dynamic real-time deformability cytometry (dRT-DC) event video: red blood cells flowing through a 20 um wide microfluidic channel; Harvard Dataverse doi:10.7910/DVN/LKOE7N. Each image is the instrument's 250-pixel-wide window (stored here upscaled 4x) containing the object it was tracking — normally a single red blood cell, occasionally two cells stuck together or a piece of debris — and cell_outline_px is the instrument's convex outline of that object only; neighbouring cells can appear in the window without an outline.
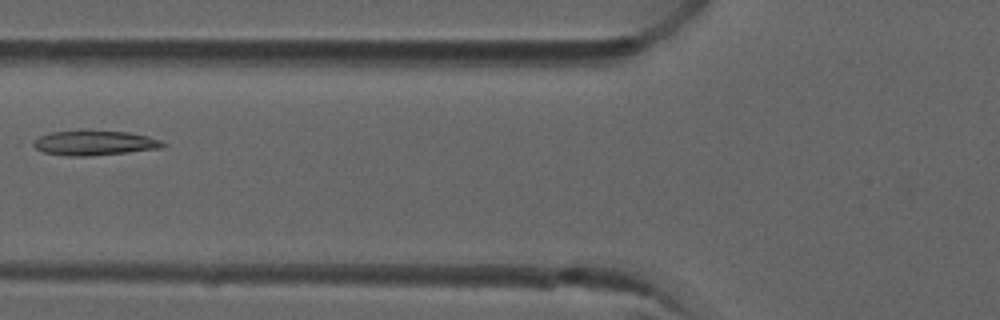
{"species": "common noctule bat (a hibernating species)", "species_latin": "Nyctalus noctula", "temperature_condition": "room temperature", "stored_images_in_passage": 6, "camera_frame_rate_fps": 3000, "um_per_image_px": 0.085, "animal": {"sex": "male", "forearm_length_mm": 52.5}, "frame": {"image": 1, "passage_image": 5, "time_ms": 1.333, "image_size_px": [1000, 320], "cell_outline_px": [[168, 144], [160, 148], [128, 152], [88, 156], [68, 156], [44, 152], [36, 148], [32, 144], [40, 136], [52, 132], [80, 128], [128, 132], [148, 136], [160, 140]], "centroid_in_image_um": [8.03, 12.11], "position_along_channel_um": 117.8, "area_um2": 19.13}}
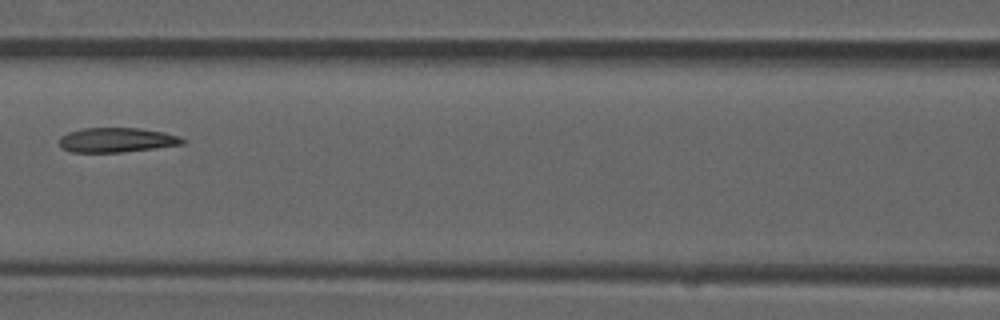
{"frame": {"image": 2, "passage_image": 6, "time_ms": 1.667, "image_size_px": [1000, 320], "cell_outline_px": [[188, 140], [184, 144], [156, 148], [120, 152], [72, 152], [60, 148], [60, 136], [68, 132], [84, 128], [140, 128], [164, 132], [180, 136]], "centroid_in_image_um": [9.95, 11.9], "position_along_channel_um": 156.6, "area_um2": 17.8}}